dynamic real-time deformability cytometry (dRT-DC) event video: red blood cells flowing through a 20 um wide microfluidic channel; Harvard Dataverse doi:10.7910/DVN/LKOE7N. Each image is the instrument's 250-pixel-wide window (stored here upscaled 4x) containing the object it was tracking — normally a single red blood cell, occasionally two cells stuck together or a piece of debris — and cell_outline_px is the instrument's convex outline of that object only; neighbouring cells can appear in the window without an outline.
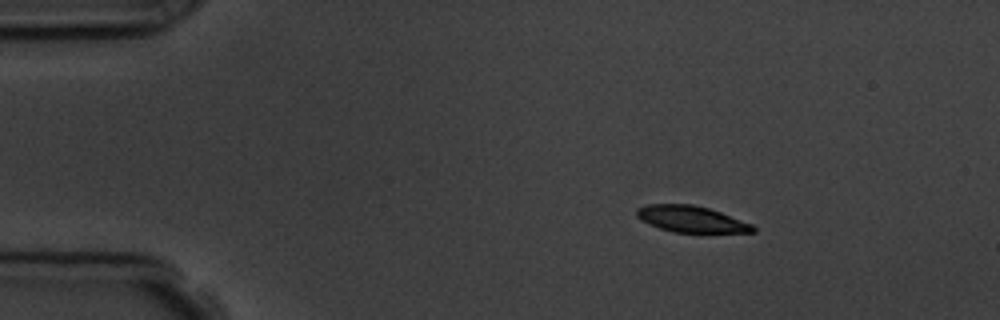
{"species": "common noctule bat (a hibernating species)", "species_latin": "Nyctalus noctula", "temperature_condition": "room temperature", "stored_images_in_passage": 4, "camera_frame_rate_fps": 3000, "um_per_image_px": 0.085, "animal": {"sex": "male", "body_mass_g": 19.5, "forearm_length_mm": 54.6}, "frame": {"image": 1, "passage_image": 1, "time_ms": 0.0, "image_size_px": [1000, 320], "cell_outline_px": [[756, 232], [672, 232], [660, 228], [640, 220], [636, 216], [636, 208], [648, 204], [692, 204], [708, 208], [720, 212], [752, 224], [756, 228]], "centroid_in_image_um": [58.72, 18.62], "position_along_channel_um": 26.3, "area_um2": 17.74}}
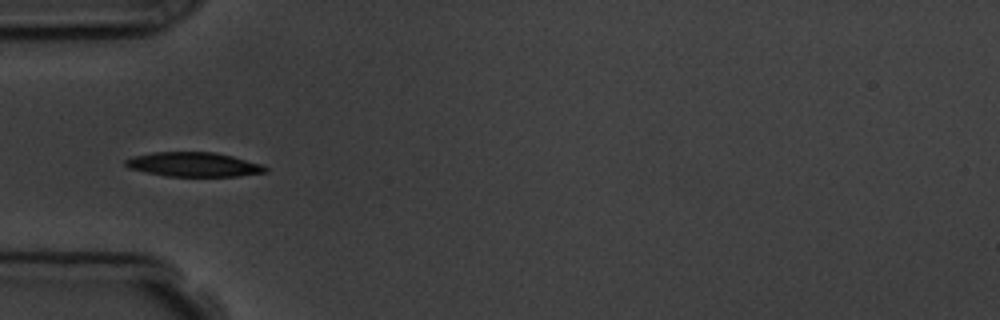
{"frame": {"image": 2, "passage_image": 3, "time_ms": 3.0, "image_size_px": [1000, 320], "cell_outline_px": [[268, 172], [240, 176], [164, 176], [128, 168], [124, 164], [124, 160], [132, 156], [152, 152], [212, 152], [232, 156], [264, 164], [268, 168]], "centroid_in_image_um": [16.47, 13.98], "position_along_channel_um": 68.5, "area_um2": 20.06}}
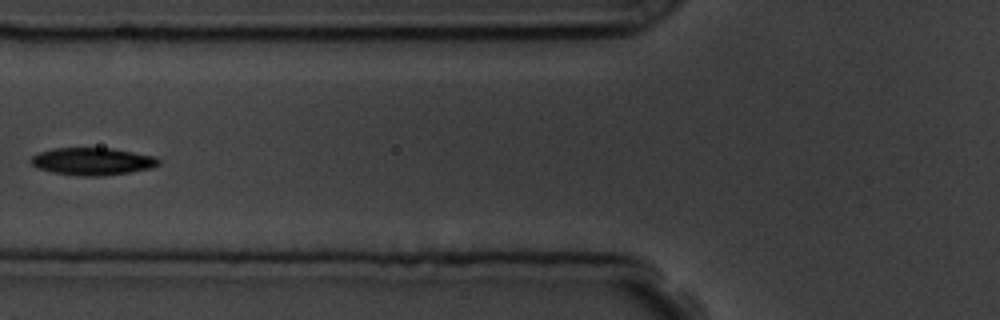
{"frame": {"image": 3, "passage_image": 4, "time_ms": 4.333, "image_size_px": [1000, 320], "cell_outline_px": [[160, 164], [152, 168], [104, 176], [80, 176], [52, 172], [36, 168], [28, 160], [32, 156], [40, 152], [52, 148], [112, 148], [156, 156], [160, 160]], "centroid_in_image_um": [7.85, 13.71], "position_along_channel_um": 117.9, "area_um2": 20.58}}